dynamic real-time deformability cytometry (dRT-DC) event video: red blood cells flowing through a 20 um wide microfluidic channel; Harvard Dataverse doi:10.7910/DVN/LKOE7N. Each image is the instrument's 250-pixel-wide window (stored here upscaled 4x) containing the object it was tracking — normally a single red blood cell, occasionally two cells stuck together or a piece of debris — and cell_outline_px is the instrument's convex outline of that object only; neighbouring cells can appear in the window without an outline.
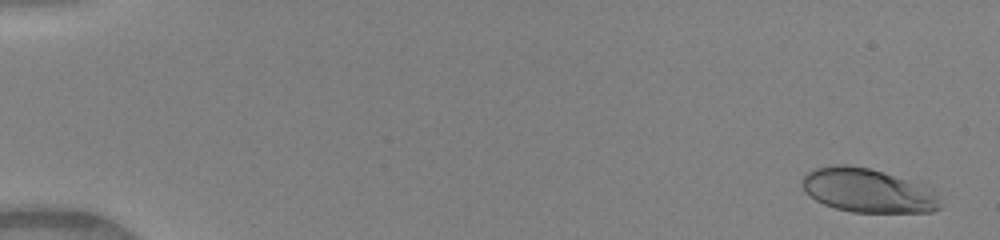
{"species": "human", "species_latin": "Homo sapiens", "temperature_condition": "warm", "stored_images_in_passage": 45, "camera_frame_rate_fps": 3000, "um_per_image_px": 0.085, "donor": {"sex": "female"}, "frame": {"image": 1, "passage_image": 2, "time_ms": 0.333, "image_size_px": [1000, 240], "cell_outline_px": [[944, 204], [940, 208], [932, 212], [852, 212], [836, 208], [824, 204], [816, 200], [804, 192], [800, 184], [800, 180], [808, 172], [816, 168], [836, 164], [848, 164], [868, 168], [924, 180], [936, 188]], "centroid_in_image_um": [73.92, 16.17], "position_along_channel_um": 11.1, "area_um2": 36.99}}
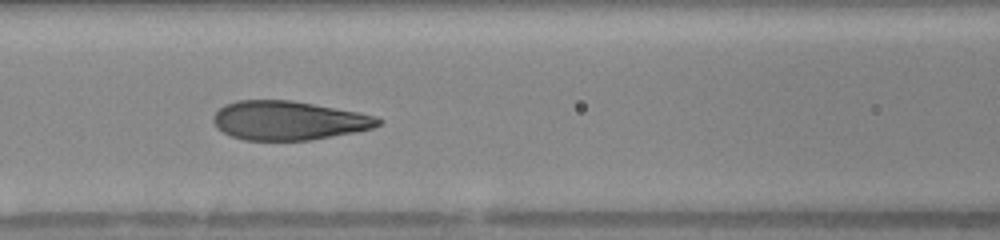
{"frame": {"image": 2, "passage_image": 23, "time_ms": 7.333, "image_size_px": [1000, 240], "cell_outline_px": [[384, 120], [380, 124], [372, 128], [356, 132], [308, 140], [244, 140], [232, 136], [216, 128], [212, 120], [212, 116], [224, 104], [236, 100], [292, 100], [356, 112], [376, 116]], "centroid_in_image_um": [24.5, 10.24], "position_along_channel_um": 142.1, "area_um2": 37.4}}
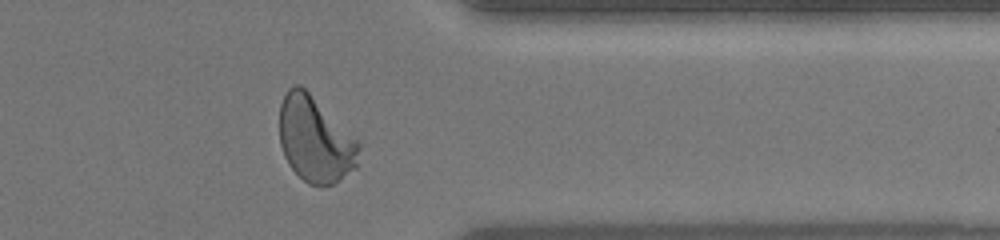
{"frame": {"image": 3, "passage_image": 41, "time_ms": 13.333, "image_size_px": [1000, 240], "cell_outline_px": [[360, 164], [356, 168], [332, 184], [320, 188], [308, 184], [288, 164], [284, 156], [280, 144], [280, 104], [288, 88], [296, 84], [300, 84], [360, 144]], "centroid_in_image_um": [26.78, 11.91], "position_along_channel_um": 384.6, "area_um2": 39.3}, "authors_computed_cell_mechanics": {"area_um2": 38.2058, "velocity_mm_per_s": 4.1275, "shape_relaxation_time_tau1_ms": 3.2645, "shape_relaxation_time_tau2_ms": null, "deformation_change_tau1": 0.1884, "deformation_change_tau2": null}}